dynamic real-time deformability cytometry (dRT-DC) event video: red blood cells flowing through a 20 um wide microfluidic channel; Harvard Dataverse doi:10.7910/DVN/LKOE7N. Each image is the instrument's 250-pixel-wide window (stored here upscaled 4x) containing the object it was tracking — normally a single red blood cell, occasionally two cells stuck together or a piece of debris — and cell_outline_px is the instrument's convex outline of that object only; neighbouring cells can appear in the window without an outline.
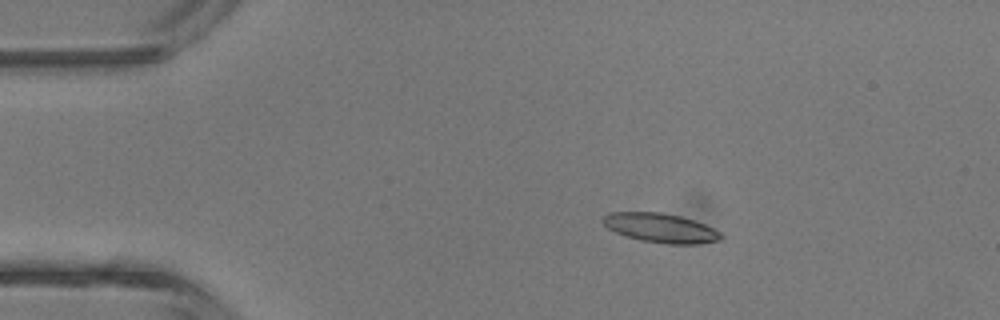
{"species": "common noctule bat (a hibernating species)", "species_latin": "Nyctalus noctula", "temperature_condition": "room temperature", "stored_images_in_passage": 3, "camera_frame_rate_fps": 3000, "um_per_image_px": 0.085, "animal": {"sex": "male", "body_mass_g": 13.3}, "frame": {"image": 1, "passage_image": 2, "time_ms": 1.0, "image_size_px": [1000, 320], "cell_outline_px": [[724, 236], [720, 240], [696, 244], [668, 244], [640, 240], [616, 232], [608, 228], [600, 220], [604, 216], [612, 212], [660, 212], [680, 216], [704, 224], [720, 232]], "centroid_in_image_um": [56.15, 19.37], "position_along_channel_um": 28.8, "area_um2": 19.94}}
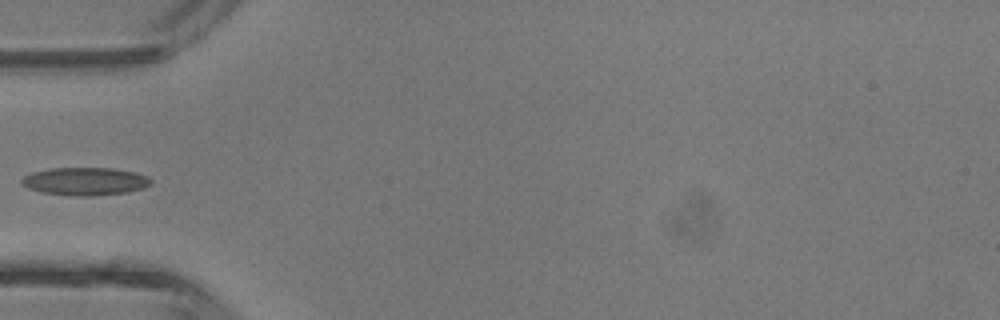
{"frame": {"image": 2, "passage_image": 3, "time_ms": 3.333, "image_size_px": [1000, 320], "cell_outline_px": [[152, 184], [144, 188], [128, 192], [92, 196], [72, 196], [44, 192], [28, 188], [20, 184], [20, 180], [24, 176], [32, 172], [52, 168], [112, 168], [136, 172], [152, 180]], "centroid_in_image_um": [7.23, 15.41], "position_along_channel_um": 77.8, "area_um2": 21.04}}